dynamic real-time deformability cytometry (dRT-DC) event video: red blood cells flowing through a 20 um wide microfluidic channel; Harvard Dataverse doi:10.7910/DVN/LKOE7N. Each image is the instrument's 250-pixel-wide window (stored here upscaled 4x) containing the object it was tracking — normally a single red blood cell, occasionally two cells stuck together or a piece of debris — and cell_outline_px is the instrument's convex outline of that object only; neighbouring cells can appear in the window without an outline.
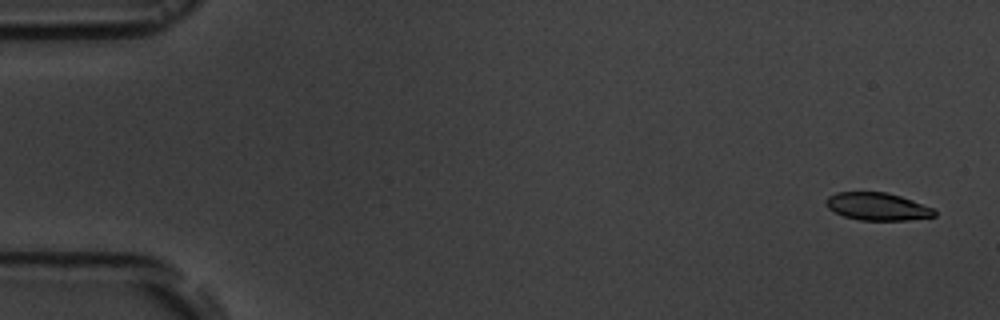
{"species": "common noctule bat (a hibernating species)", "species_latin": "Nyctalus noctula", "temperature_condition": "room temperature", "stored_images_in_passage": 4, "camera_frame_rate_fps": 3000, "um_per_image_px": 0.085, "animal": {"sex": "male", "body_mass_g": 19.5, "forearm_length_mm": 54.6}, "frame": {"image": 1, "passage_image": 1, "time_ms": 0.0, "image_size_px": [1000, 320], "cell_outline_px": [[936, 216], [908, 220], [860, 220], [844, 216], [828, 208], [824, 204], [824, 200], [828, 196], [836, 192], [888, 192], [912, 200], [932, 208], [936, 212]], "centroid_in_image_um": [74.54, 17.55], "position_along_channel_um": 10.5, "area_um2": 17.46}}
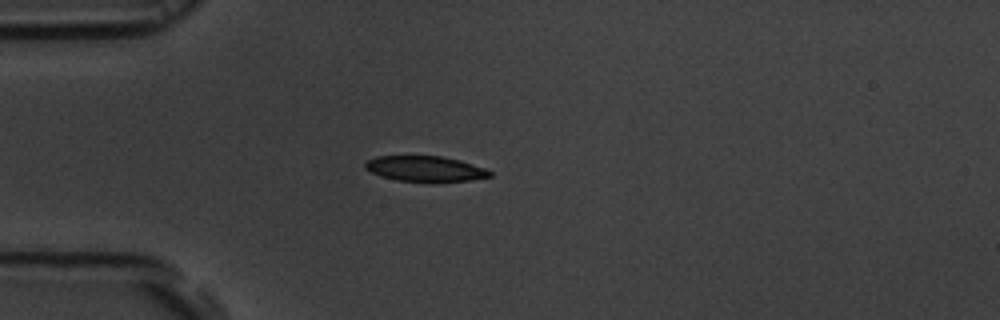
{"frame": {"image": 2, "passage_image": 4, "time_ms": 4.333, "image_size_px": [1000, 320], "cell_outline_px": [[492, 176], [468, 180], [432, 184], [396, 180], [380, 176], [364, 168], [364, 164], [368, 160], [376, 156], [440, 156], [460, 160], [484, 168], [492, 172]], "centroid_in_image_um": [36.13, 14.37], "position_along_channel_um": 48.9, "area_um2": 18.96}}